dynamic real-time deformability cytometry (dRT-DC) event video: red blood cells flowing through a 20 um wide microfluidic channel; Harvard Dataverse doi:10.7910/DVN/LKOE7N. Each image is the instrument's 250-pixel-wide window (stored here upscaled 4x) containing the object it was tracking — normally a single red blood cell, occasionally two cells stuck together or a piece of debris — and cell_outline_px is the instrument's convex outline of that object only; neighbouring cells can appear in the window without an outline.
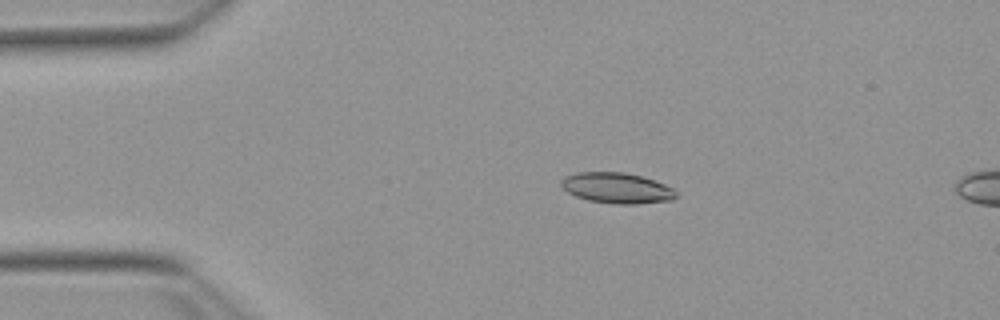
{"species": "Egyptian fruit bat (a non-hibernating species)", "species_latin": "Rousettus aegyptiacus", "temperature_condition": "warm", "stored_images_in_passage": 15, "camera_frame_rate_fps": 3000, "um_per_image_px": 0.085, "animal": {"sex": "female"}, "frame": {"image": 1, "passage_image": 11, "time_ms": 3.333, "image_size_px": [1000, 320], "cell_outline_px": [[676, 196], [672, 200], [636, 204], [612, 204], [588, 200], [576, 196], [568, 192], [560, 184], [560, 180], [564, 176], [576, 172], [624, 172], [640, 176], [664, 184], [672, 188], [676, 192]], "centroid_in_image_um": [52.39, 15.98], "position_along_channel_um": 32.6, "area_um2": 20.46}}